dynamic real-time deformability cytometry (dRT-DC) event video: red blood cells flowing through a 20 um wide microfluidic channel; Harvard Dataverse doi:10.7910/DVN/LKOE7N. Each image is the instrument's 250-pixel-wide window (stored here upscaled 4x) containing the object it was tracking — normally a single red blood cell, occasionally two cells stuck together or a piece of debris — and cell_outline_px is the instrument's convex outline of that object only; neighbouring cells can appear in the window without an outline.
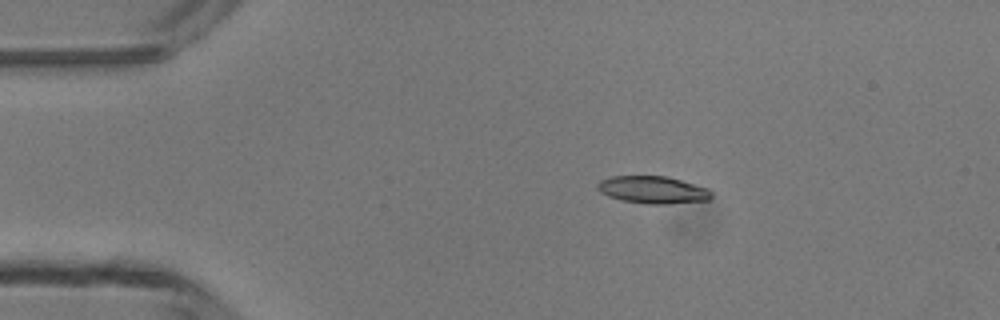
{"species": "common noctule bat (a hibernating species)", "species_latin": "Nyctalus noctula", "temperature_condition": "room temperature", "stored_images_in_passage": 5, "camera_frame_rate_fps": 3000, "um_per_image_px": 0.085, "animal": {"sex": "male", "body_mass_g": 13.3}, "frame": {"image": 1, "passage_image": 2, "time_ms": 1.333, "image_size_px": [1000, 320], "cell_outline_px": [[712, 196], [708, 200], [668, 204], [648, 204], [620, 200], [608, 196], [600, 192], [596, 188], [596, 184], [600, 180], [612, 176], [668, 176], [708, 188], [712, 192]], "centroid_in_image_um": [55.47, 16.13], "position_along_channel_um": 29.5, "area_um2": 18.32}}
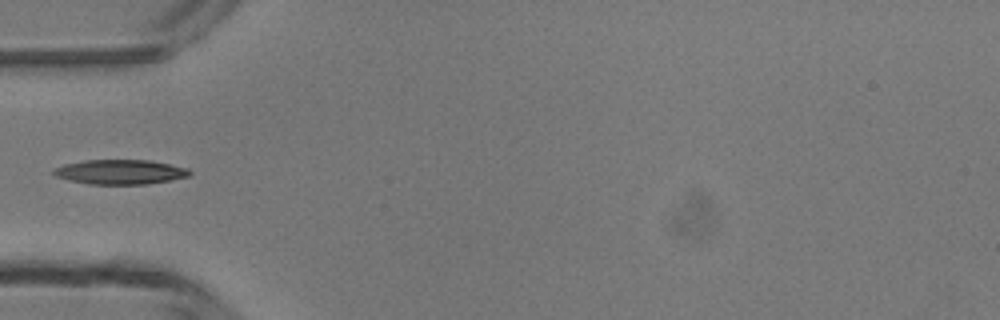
{"frame": {"image": 2, "passage_image": 4, "time_ms": 3.667, "image_size_px": [1000, 320], "cell_outline_px": [[192, 172], [188, 176], [148, 184], [88, 184], [68, 180], [56, 176], [52, 172], [56, 168], [64, 164], [88, 160], [148, 160], [188, 168]], "centroid_in_image_um": [10.2, 14.62], "position_along_channel_um": 74.8, "area_um2": 19.31}}
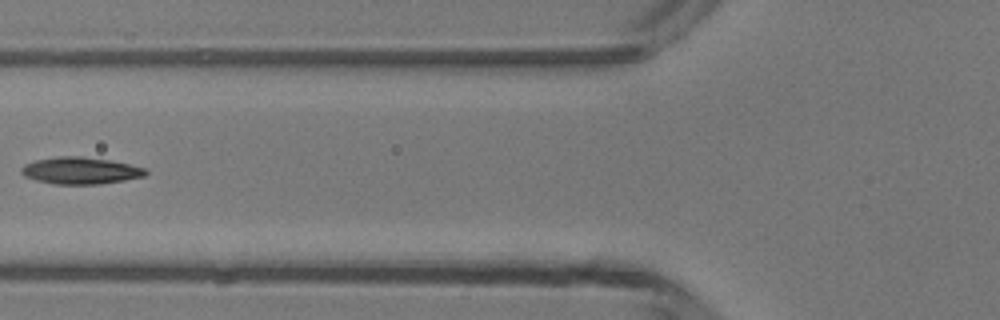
{"frame": {"image": 3, "passage_image": 5, "time_ms": 4.667, "image_size_px": [1000, 320], "cell_outline_px": [[148, 172], [144, 176], [124, 180], [100, 184], [52, 184], [36, 180], [24, 176], [20, 172], [20, 168], [24, 164], [36, 160], [60, 156], [80, 156], [108, 160], [128, 164], [144, 168]], "centroid_in_image_um": [6.79, 14.51], "position_along_channel_um": 119.0, "area_um2": 19.36}}